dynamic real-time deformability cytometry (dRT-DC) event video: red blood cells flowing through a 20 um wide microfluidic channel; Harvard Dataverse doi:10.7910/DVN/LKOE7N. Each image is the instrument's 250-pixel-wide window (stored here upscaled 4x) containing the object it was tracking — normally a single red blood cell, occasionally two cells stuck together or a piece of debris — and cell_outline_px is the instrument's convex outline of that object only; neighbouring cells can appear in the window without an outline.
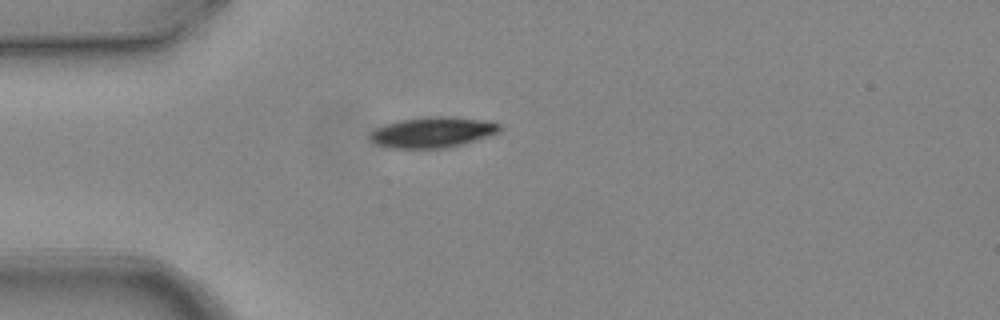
{"species": "common noctule bat (a hibernating species)", "species_latin": "Nyctalus noctula", "temperature_condition": "warm", "stored_images_in_passage": 1, "camera_frame_rate_fps": 3000, "um_per_image_px": 0.085, "animal": {"sex": "female", "body_mass_g": 24.6, "forearm_length_mm": 56.2}, "frame": {"image": 1, "passage_image": 1, "time_ms": 0.0, "image_size_px": [1000, 320], "cell_outline_px": [[504, 128], [500, 132], [476, 140], [444, 148], [388, 148], [376, 144], [368, 140], [368, 136], [376, 128], [384, 124], [400, 120], [424, 116], [452, 116], [492, 120], [500, 124]], "centroid_in_image_um": [36.8, 11.22], "position_along_channel_um": 48.2, "area_um2": 23.64}}